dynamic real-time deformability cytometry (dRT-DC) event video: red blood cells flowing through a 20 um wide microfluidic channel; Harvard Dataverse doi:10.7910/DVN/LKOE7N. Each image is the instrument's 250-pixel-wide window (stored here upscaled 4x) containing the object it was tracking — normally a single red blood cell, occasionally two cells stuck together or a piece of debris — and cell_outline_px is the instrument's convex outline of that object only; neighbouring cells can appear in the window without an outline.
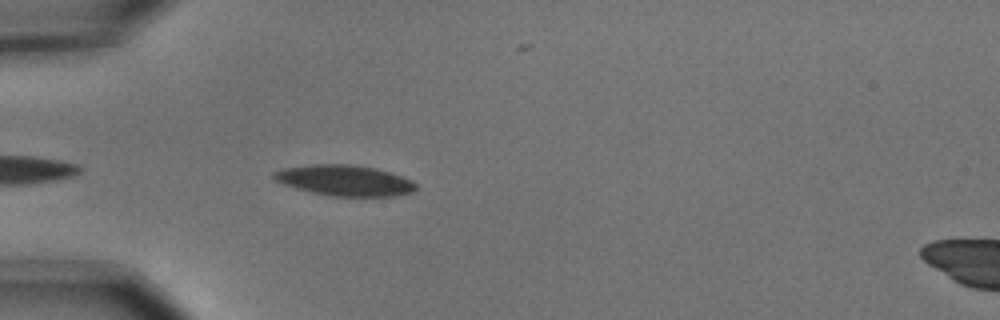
{"species": "common noctule bat (a hibernating species)", "species_latin": "Nyctalus noctula", "temperature_condition": "cold", "stored_images_in_passage": 6, "camera_frame_rate_fps": 3000, "um_per_image_px": 0.085, "animal": {"sex": "male", "body_mass_g": 15.6}, "frame": {"image": 1, "passage_image": 4, "time_ms": 1.0, "image_size_px": [1000, 320], "cell_outline_px": [[416, 188], [412, 192], [396, 196], [332, 196], [312, 192], [296, 188], [284, 184], [276, 180], [272, 176], [272, 172], [284, 168], [316, 164], [352, 164], [376, 168], [412, 180], [416, 184]], "centroid_in_image_um": [29.3, 15.33], "position_along_channel_um": 55.7, "area_um2": 25.26}}